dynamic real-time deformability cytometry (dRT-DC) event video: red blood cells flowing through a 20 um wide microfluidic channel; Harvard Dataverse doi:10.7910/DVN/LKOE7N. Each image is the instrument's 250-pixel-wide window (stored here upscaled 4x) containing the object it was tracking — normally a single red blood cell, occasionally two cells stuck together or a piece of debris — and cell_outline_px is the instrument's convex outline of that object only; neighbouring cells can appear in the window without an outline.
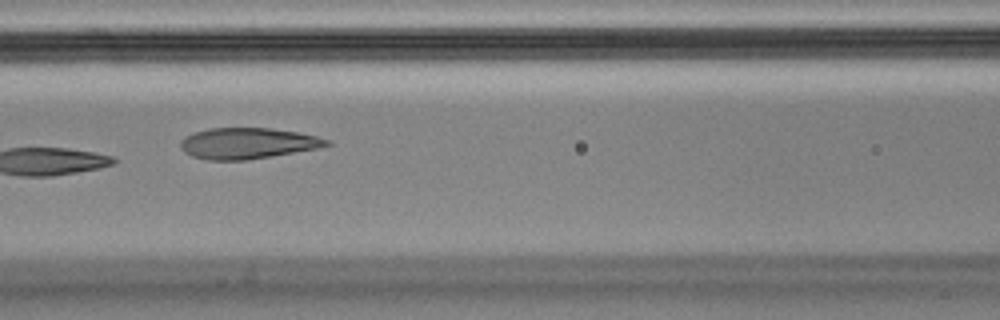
{"species": "Egyptian fruit bat (a non-hibernating species)", "species_latin": "Rousettus aegyptiacus", "temperature_condition": "cold", "stored_images_in_passage": 8, "camera_frame_rate_fps": 3000, "um_per_image_px": 0.085, "animal": {"sex": "male"}, "frame": {"image": 1, "passage_image": 7, "time_ms": 2.0, "image_size_px": [1000, 320], "cell_outline_px": [[332, 144], [316, 148], [244, 160], [208, 160], [192, 156], [184, 152], [180, 148], [180, 140], [192, 132], [208, 128], [268, 128], [296, 132], [316, 136], [328, 140]], "centroid_in_image_um": [20.96, 12.17], "position_along_channel_um": 145.6, "area_um2": 26.07}}